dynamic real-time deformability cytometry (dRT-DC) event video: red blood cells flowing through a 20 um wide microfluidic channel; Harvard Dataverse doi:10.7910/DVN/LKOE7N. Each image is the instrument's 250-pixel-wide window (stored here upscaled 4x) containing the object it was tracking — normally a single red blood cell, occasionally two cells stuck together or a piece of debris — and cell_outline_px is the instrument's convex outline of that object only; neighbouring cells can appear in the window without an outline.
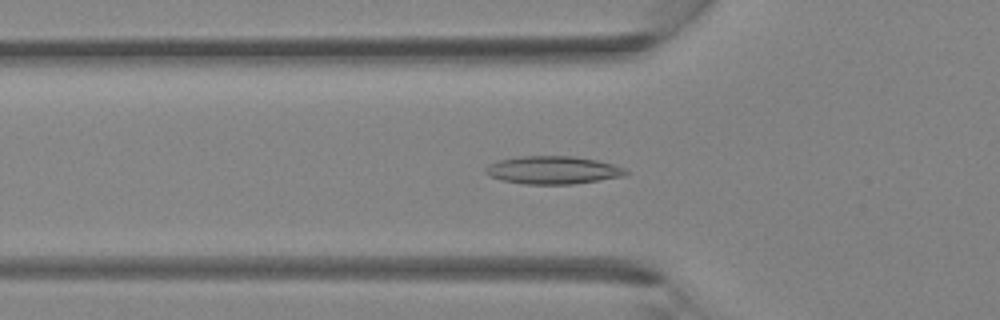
{"species": "Egyptian fruit bat (a non-hibernating species)", "species_latin": "Rousettus aegyptiacus", "temperature_condition": "room temperature", "stored_images_in_passage": 35, "camera_frame_rate_fps": 3000, "um_per_image_px": 0.085, "animal": {"sex": "female"}, "frame": {"image": 1, "passage_image": 13, "time_ms": 4.0, "image_size_px": [1000, 320], "cell_outline_px": [[628, 172], [624, 176], [572, 184], [524, 184], [504, 180], [488, 176], [484, 172], [484, 168], [488, 164], [500, 160], [520, 156], [572, 156], [596, 160], [612, 164], [624, 168]], "centroid_in_image_um": [46.96, 14.45], "position_along_channel_um": 78.8, "area_um2": 22.66}}
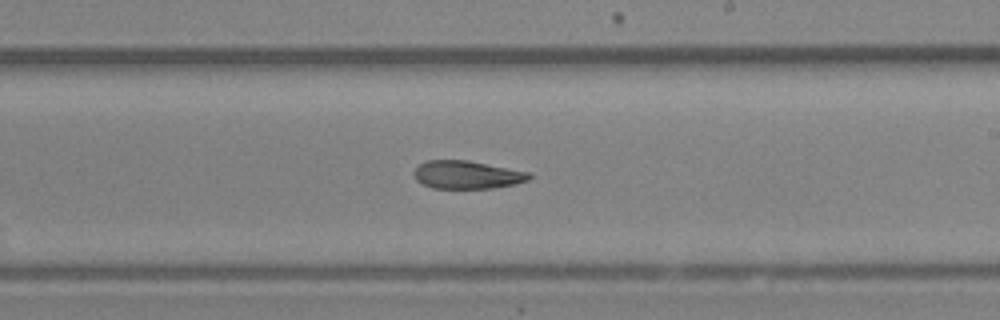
{"frame": {"image": 2, "passage_image": 23, "time_ms": 7.333, "image_size_px": [1000, 320], "cell_outline_px": [[532, 176], [528, 180], [516, 184], [492, 188], [432, 188], [416, 180], [412, 172], [420, 164], [428, 160], [468, 160], [532, 172]], "centroid_in_image_um": [39.73, 14.85], "position_along_channel_um": 249.3, "area_um2": 18.96}}
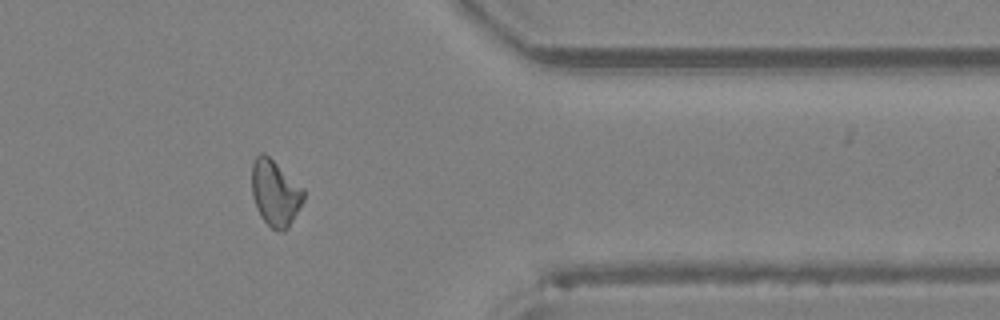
{"frame": {"image": 3, "passage_image": 32, "time_ms": 10.333, "image_size_px": [1000, 320], "cell_outline_px": [[304, 200], [288, 228], [284, 232], [280, 232], [272, 228], [260, 216], [256, 208], [252, 196], [252, 164], [256, 156], [260, 152], [264, 152], [304, 188]], "centroid_in_image_um": [23.39, 16.41], "position_along_channel_um": 388.0, "area_um2": 20.0}}